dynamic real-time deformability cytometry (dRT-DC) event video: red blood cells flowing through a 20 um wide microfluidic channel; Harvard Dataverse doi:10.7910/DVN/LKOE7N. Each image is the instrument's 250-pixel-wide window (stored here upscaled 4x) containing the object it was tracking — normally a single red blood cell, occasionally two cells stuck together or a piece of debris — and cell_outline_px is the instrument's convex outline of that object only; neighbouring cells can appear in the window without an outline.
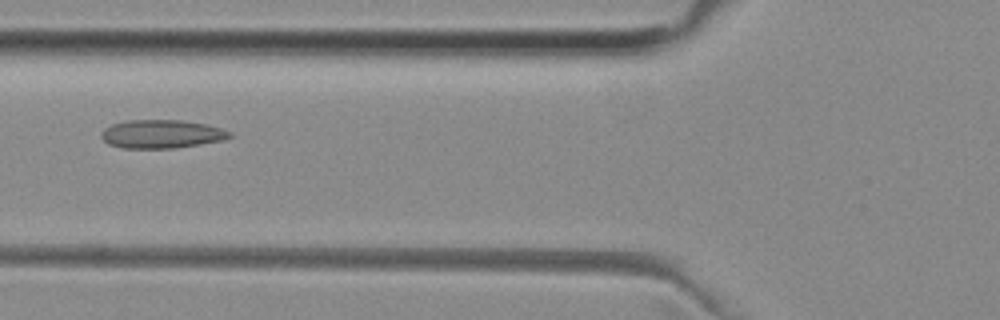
{"species": "common noctule bat (a hibernating species)", "species_latin": "Nyctalus noctula", "temperature_condition": "room temperature", "stored_images_in_passage": 15, "camera_frame_rate_fps": 3000, "um_per_image_px": 0.085, "animal": {"sex": "female", "body_mass_g": 29.2, "forearm_length_mm": 56.3}, "frame": {"image": 1, "passage_image": 10, "time_ms": 3.0, "image_size_px": [1000, 320], "cell_outline_px": [[232, 136], [224, 140], [176, 148], [124, 148], [108, 144], [100, 136], [100, 132], [104, 128], [112, 124], [128, 120], [180, 120], [208, 124], [232, 132]], "centroid_in_image_um": [13.74, 11.39], "position_along_channel_um": 112.1, "area_um2": 21.39}}
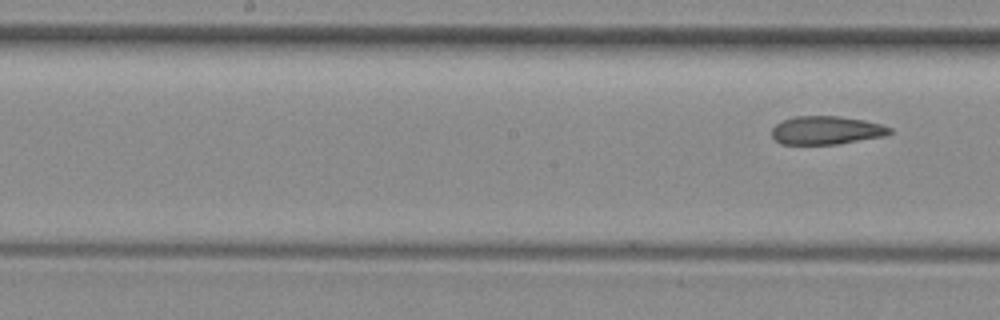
{"frame": {"image": 2, "passage_image": 15, "time_ms": 4.667, "image_size_px": [1000, 320], "cell_outline_px": [[892, 132], [884, 136], [836, 144], [780, 144], [772, 136], [772, 128], [776, 124], [784, 120], [796, 116], [840, 116], [864, 120], [880, 124], [892, 128]], "centroid_in_image_um": [70.24, 11.07], "position_along_channel_um": 178.0, "area_um2": 19.36}}